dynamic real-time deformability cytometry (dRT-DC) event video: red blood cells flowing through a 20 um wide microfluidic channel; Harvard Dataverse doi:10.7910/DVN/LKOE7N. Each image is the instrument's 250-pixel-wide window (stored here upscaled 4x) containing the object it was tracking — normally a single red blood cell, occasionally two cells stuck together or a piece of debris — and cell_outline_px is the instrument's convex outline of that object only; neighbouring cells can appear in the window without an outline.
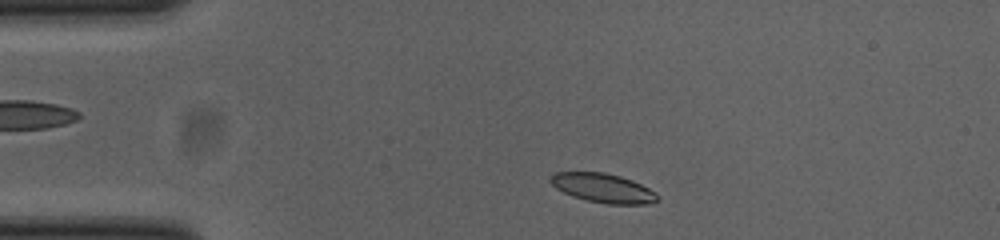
{"species": "common noctule bat (a hibernating species)", "species_latin": "Nyctalus noctula", "temperature_condition": "cold", "stored_images_in_passage": 45, "camera_frame_rate_fps": 3000, "um_per_image_px": 0.085, "animal": {"sex": "female", "body_mass_g": 23.0, "forearm_length_mm": 53.4}, "frame": {"image": 1, "passage_image": 3, "time_ms": 0.667, "image_size_px": [1000, 240], "cell_outline_px": [[660, 200], [652, 204], [604, 204], [572, 196], [556, 188], [548, 180], [556, 172], [604, 172], [620, 176], [632, 180], [656, 192], [660, 196]], "centroid_in_image_um": [51.31, 15.99], "position_along_channel_um": 33.7, "area_um2": 18.26}}
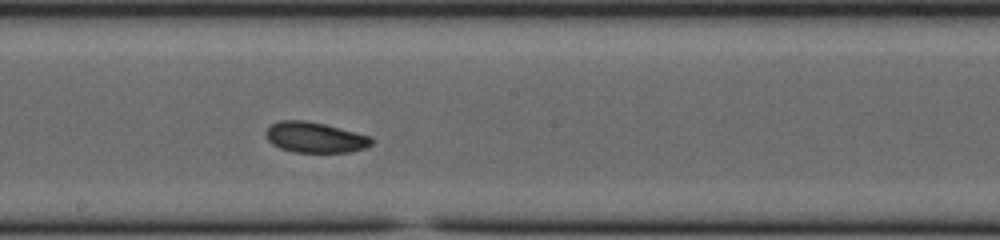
{"frame": {"image": 2, "passage_image": 21, "time_ms": 6.667, "image_size_px": [1000, 240], "cell_outline_px": [[372, 144], [364, 148], [348, 152], [296, 152], [280, 148], [272, 144], [268, 140], [264, 132], [272, 124], [280, 120], [304, 120], [324, 124], [368, 136], [372, 140]], "centroid_in_image_um": [26.72, 11.68], "position_along_channel_um": 221.5, "area_um2": 18.5}}
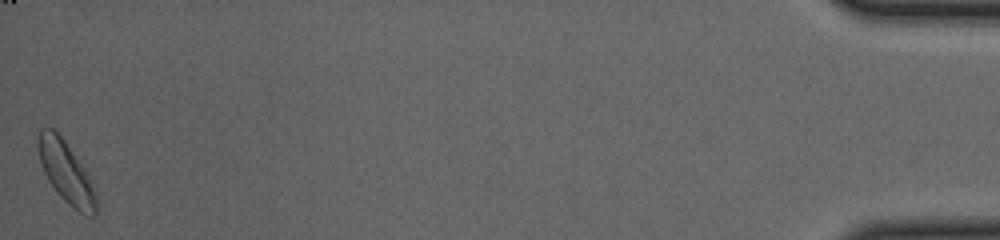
{"frame": {"image": 3, "passage_image": 45, "time_ms": 14.667, "image_size_px": [1000, 240], "cell_outline_px": [[100, 208], [92, 216], [84, 216], [68, 204], [60, 196], [48, 180], [40, 164], [36, 144], [36, 140], [40, 128], [52, 128], [64, 140], [80, 164], [100, 204]], "centroid_in_image_um": [5.58, 14.67], "position_along_channel_um": 429.6, "area_um2": 20.52}, "authors_computed_cell_mechanics": {"area_um2": 18.9006, "velocity_mm_per_s": 3.8277, "shape_relaxation_time_tau1_ms": 4.9957, "shape_relaxation_time_tau2_ms": 5.938, "deformation_change_tau1": 0.0923, "deformation_change_tau2": 0.1181}}